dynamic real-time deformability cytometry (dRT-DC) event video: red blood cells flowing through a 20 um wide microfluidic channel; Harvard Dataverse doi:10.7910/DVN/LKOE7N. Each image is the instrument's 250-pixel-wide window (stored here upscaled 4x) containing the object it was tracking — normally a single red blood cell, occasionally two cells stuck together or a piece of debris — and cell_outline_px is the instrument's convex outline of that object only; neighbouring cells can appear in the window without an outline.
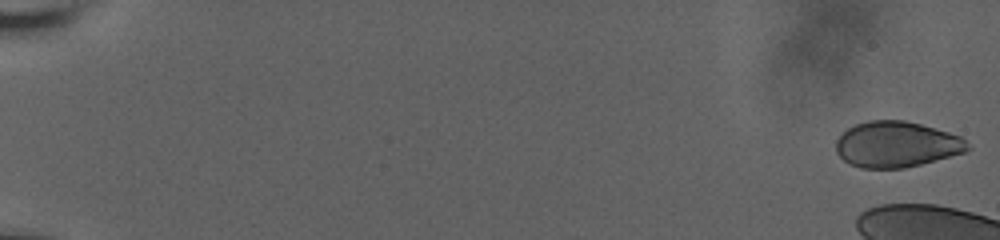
{"species": "human", "species_latin": "Homo sapiens", "temperature_condition": "room temperature", "stored_images_in_passage": 12, "camera_frame_rate_fps": 3000, "um_per_image_px": 0.085, "donor": {"sex": "male"}, "frame": {"image": 1, "passage_image": 1, "time_ms": 0.0, "image_size_px": [1000, 240], "cell_outline_px": [[972, 148], [964, 152], [920, 164], [904, 168], [860, 168], [848, 164], [836, 152], [836, 140], [848, 128], [856, 124], [868, 120], [904, 120], [920, 124], [948, 132], [960, 136]], "centroid_in_image_um": [76.18, 12.27], "position_along_channel_um": 8.8, "area_um2": 34.97}}